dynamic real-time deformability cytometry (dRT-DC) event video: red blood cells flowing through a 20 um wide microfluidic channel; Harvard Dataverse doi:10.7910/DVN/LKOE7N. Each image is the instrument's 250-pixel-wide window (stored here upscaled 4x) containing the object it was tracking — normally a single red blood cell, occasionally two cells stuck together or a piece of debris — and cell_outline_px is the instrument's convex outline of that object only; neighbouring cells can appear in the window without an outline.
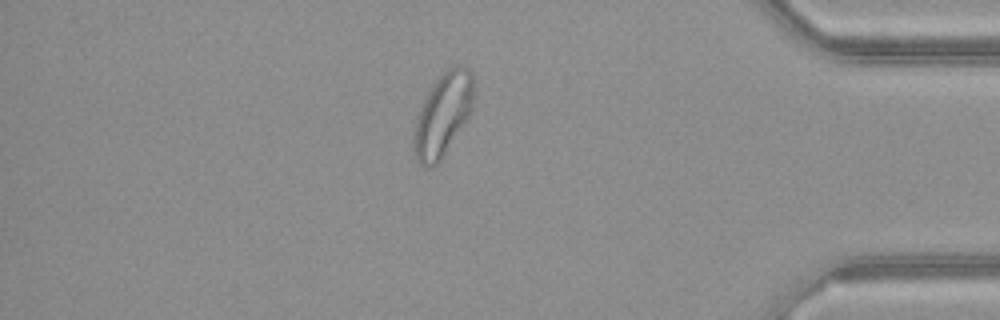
{"species": "common noctule bat (a hibernating species)", "species_latin": "Nyctalus noctula", "temperature_condition": "warm", "stored_images_in_passage": 48, "camera_frame_rate_fps": 3000, "um_per_image_px": 0.085, "animal": {"sex": "female", "body_mass_g": 21.9}, "frame": {"image": 1, "passage_image": 41, "time_ms": 13.333, "image_size_px": [1000, 320], "cell_outline_px": [[472, 108], [468, 116], [440, 160], [432, 168], [424, 168], [416, 160], [412, 152], [412, 136], [416, 120], [424, 96], [428, 88], [452, 64], [460, 64], [468, 68], [472, 72]], "centroid_in_image_um": [37.58, 9.75], "position_along_channel_um": 397.6, "area_um2": 29.02}, "authors_computed_cell_mechanics": {"area_um2": 28.0908, "velocity_mm_per_s": 4.1242, "shape_relaxation_time_tau1_ms": null, "shape_relaxation_time_tau2_ms": 1.1584, "deformation_change_tau1": null, "deformation_change_tau2": 0.0796}}